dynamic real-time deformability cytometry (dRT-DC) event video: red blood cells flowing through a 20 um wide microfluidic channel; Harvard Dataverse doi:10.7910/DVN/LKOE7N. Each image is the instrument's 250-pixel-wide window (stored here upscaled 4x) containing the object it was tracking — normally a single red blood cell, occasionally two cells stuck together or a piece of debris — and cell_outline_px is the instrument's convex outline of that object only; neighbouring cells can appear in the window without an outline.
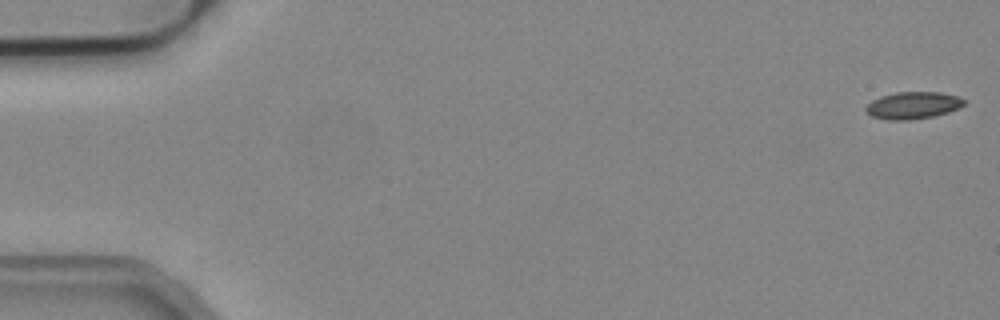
{"species": "common noctule bat (a hibernating species)", "species_latin": "Nyctalus noctula", "temperature_condition": "cold", "stored_images_in_passage": 52, "camera_frame_rate_fps": 3000, "um_per_image_px": 0.085, "animal": {"sex": "male", "body_mass_g": 19.2, "forearm_length_mm": 51.8}, "frame": {"image": 1, "passage_image": 1, "time_ms": 0.0, "image_size_px": [1000, 320], "cell_outline_px": [[964, 104], [960, 108], [948, 112], [932, 116], [912, 120], [888, 120], [872, 116], [864, 108], [872, 100], [880, 96], [896, 92], [940, 92], [960, 96], [964, 100]], "centroid_in_image_um": [77.61, 8.95], "position_along_channel_um": 7.4, "area_um2": 15.55}}
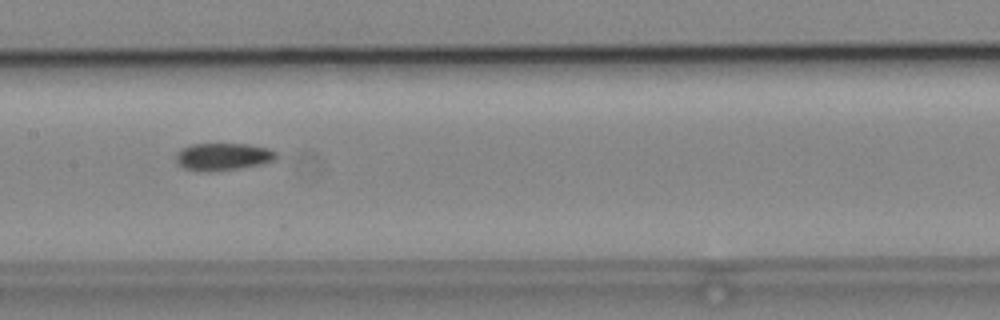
{"frame": {"image": 2, "passage_image": 26, "time_ms": 8.333, "image_size_px": [1000, 320], "cell_outline_px": [[276, 156], [272, 160], [260, 164], [212, 172], [208, 172], [184, 168], [176, 164], [176, 152], [180, 148], [192, 144], [248, 144], [268, 148], [276, 152]], "centroid_in_image_um": [18.88, 13.31], "position_along_channel_um": 188.5, "area_um2": 15.9}}
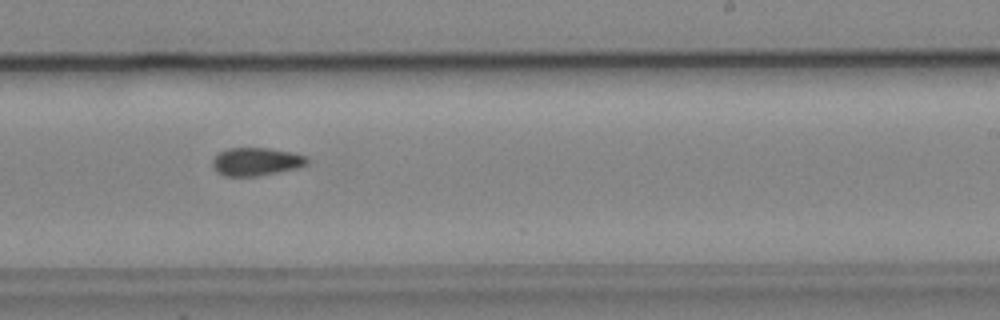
{"frame": {"image": 3, "passage_image": 32, "time_ms": 10.333, "image_size_px": [1000, 320], "cell_outline_px": [[308, 164], [296, 168], [260, 176], [224, 176], [216, 172], [212, 168], [212, 160], [220, 152], [228, 148], [268, 148], [292, 152], [308, 156]], "centroid_in_image_um": [21.77, 13.74], "position_along_channel_um": 267.2, "area_um2": 15.61}}